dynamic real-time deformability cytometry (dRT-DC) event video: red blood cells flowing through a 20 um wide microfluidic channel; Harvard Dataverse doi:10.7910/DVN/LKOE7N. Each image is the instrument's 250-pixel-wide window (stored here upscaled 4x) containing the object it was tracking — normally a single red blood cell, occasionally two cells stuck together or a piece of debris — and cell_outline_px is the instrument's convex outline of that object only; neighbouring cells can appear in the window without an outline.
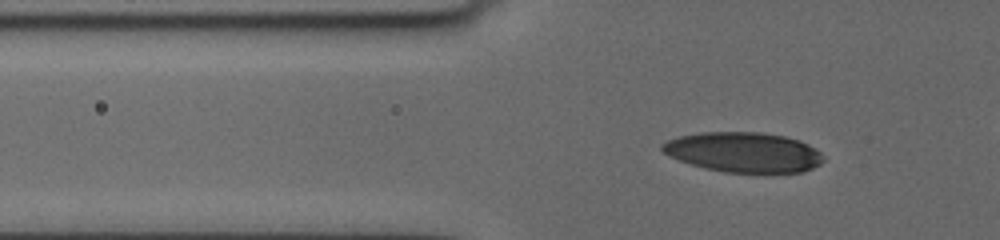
{"species": "human", "species_latin": "Homo sapiens", "temperature_condition": "cold", "stored_images_in_passage": 48, "camera_frame_rate_fps": 3000, "um_per_image_px": 0.085, "donor": {"sex": "female"}, "frame": {"image": 1, "passage_image": 13, "time_ms": 3.333, "image_size_px": [1000, 240], "cell_outline_px": [[824, 160], [820, 164], [804, 172], [724, 172], [704, 168], [668, 156], [660, 148], [660, 144], [668, 140], [680, 136], [700, 132], [760, 132], [784, 136], [808, 144], [820, 152], [824, 156]], "centroid_in_image_um": [63.19, 12.93], "position_along_channel_um": 62.6, "area_um2": 37.45}}
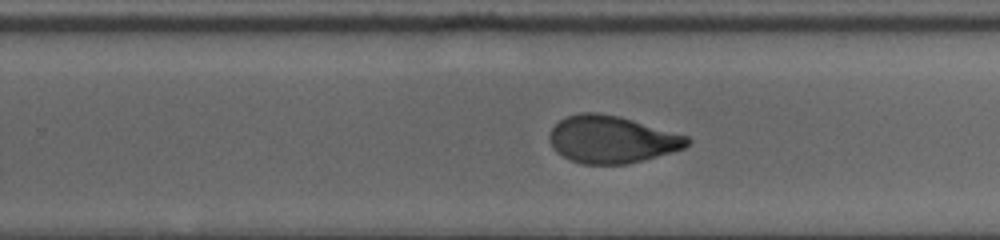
{"frame": {"image": 2, "passage_image": 29, "time_ms": 9.667, "image_size_px": [1000, 240], "cell_outline_px": [[692, 140], [684, 148], [672, 152], [628, 164], [580, 164], [556, 152], [552, 148], [548, 136], [552, 128], [560, 120], [568, 116], [580, 112], [596, 112], [620, 116], [688, 136]], "centroid_in_image_um": [51.99, 11.85], "position_along_channel_um": 277.8, "area_um2": 37.97}}
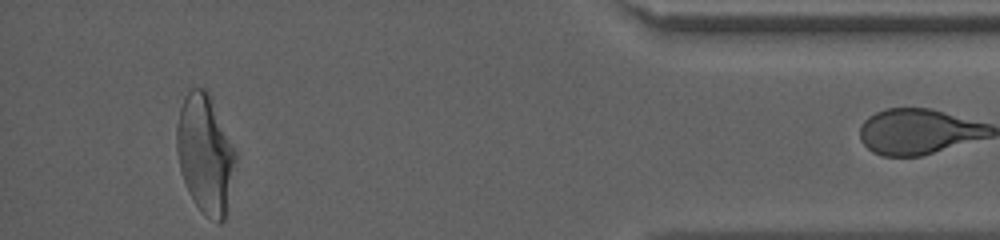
{"frame": {"image": 3, "passage_image": 46, "time_ms": 14.667, "image_size_px": [1000, 240], "cell_outline_px": [[236, 156], [224, 220], [220, 224], [216, 224], [204, 216], [200, 212], [192, 200], [188, 192], [180, 172], [176, 148], [176, 124], [180, 108], [184, 96], [188, 88], [204, 88], [208, 92], [212, 100], [236, 152]], "centroid_in_image_um": [17.4, 13.11], "position_along_channel_um": 417.8, "area_um2": 40.81}}